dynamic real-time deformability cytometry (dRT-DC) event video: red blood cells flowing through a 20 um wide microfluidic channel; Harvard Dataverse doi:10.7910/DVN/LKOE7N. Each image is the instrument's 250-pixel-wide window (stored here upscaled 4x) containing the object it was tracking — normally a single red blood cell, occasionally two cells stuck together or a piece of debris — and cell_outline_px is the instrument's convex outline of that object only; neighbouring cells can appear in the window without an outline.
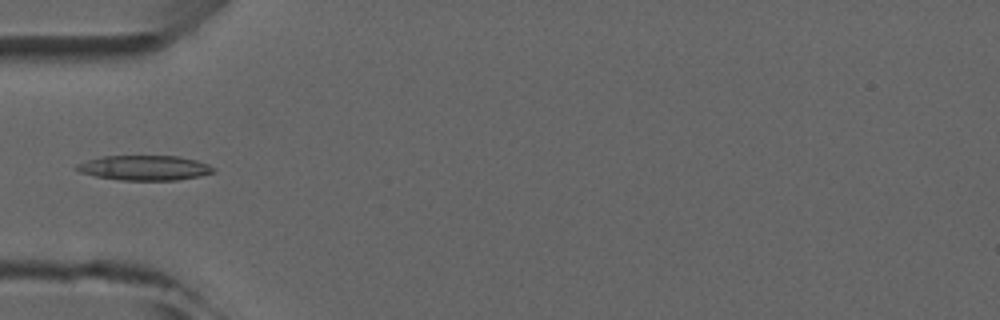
{"species": "common noctule bat (a hibernating species)", "species_latin": "Nyctalus noctula", "temperature_condition": "room temperature", "stored_images_in_passage": 5, "camera_frame_rate_fps": 3000, "um_per_image_px": 0.085, "animal": {"sex": "male", "forearm_length_mm": 52.5}, "frame": {"image": 1, "passage_image": 3, "time_ms": 2.333, "image_size_px": [1000, 320], "cell_outline_px": [[216, 172], [200, 176], [176, 180], [120, 180], [96, 176], [80, 172], [76, 168], [76, 164], [100, 156], [180, 156], [196, 160], [208, 164], [216, 168]], "centroid_in_image_um": [12.33, 14.26], "position_along_channel_um": 72.7, "area_um2": 19.88}}
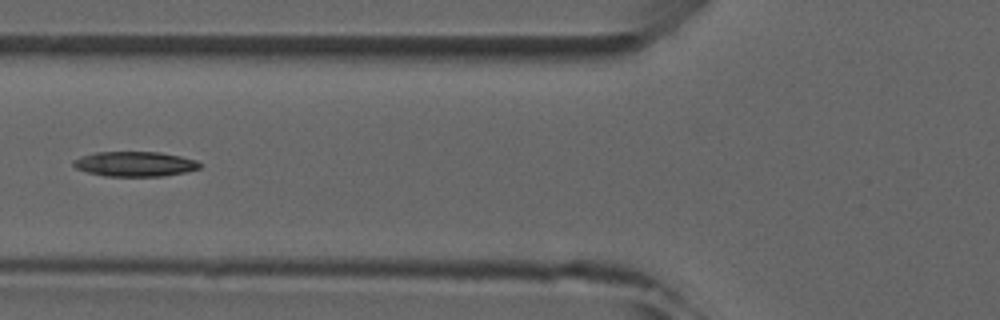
{"frame": {"image": 2, "passage_image": 4, "time_ms": 3.333, "image_size_px": [1000, 320], "cell_outline_px": [[204, 164], [200, 168], [184, 172], [164, 176], [104, 176], [88, 172], [76, 168], [72, 164], [72, 160], [80, 156], [96, 152], [160, 152], [180, 156], [196, 160]], "centroid_in_image_um": [11.47, 13.93], "position_along_channel_um": 114.3, "area_um2": 18.44}}
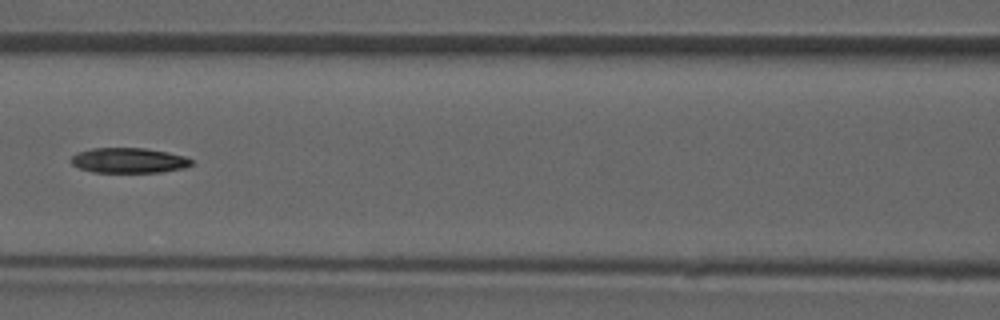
{"frame": {"image": 3, "passage_image": 5, "time_ms": 4.333, "image_size_px": [1000, 320], "cell_outline_px": [[192, 164], [184, 168], [160, 172], [92, 172], [80, 168], [72, 164], [68, 160], [76, 152], [92, 148], [144, 148], [168, 152], [184, 156], [192, 160]], "centroid_in_image_um": [10.9, 13.63], "position_along_channel_um": 155.7, "area_um2": 17.69}}